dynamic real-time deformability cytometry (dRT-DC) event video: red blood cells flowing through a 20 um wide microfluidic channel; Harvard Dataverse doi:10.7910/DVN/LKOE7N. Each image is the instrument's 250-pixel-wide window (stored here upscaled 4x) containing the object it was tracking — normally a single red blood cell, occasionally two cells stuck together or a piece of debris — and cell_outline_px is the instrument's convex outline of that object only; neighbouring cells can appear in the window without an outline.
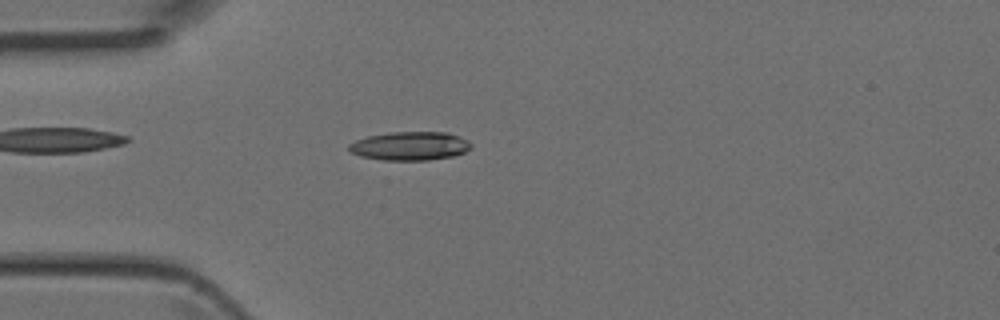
{"species": "Egyptian fruit bat (a non-hibernating species)", "species_latin": "Rousettus aegyptiacus", "temperature_condition": "room temperature", "stored_images_in_passage": 3, "camera_frame_rate_fps": 3000, "um_per_image_px": 0.085, "animal": {"sex": "female"}, "frame": {"image": 1, "passage_image": 3, "time_ms": 0.667, "image_size_px": [1000, 320], "cell_outline_px": [[472, 144], [464, 152], [452, 156], [428, 160], [384, 160], [360, 156], [352, 152], [348, 148], [348, 144], [356, 140], [368, 136], [388, 132], [448, 132], [460, 136], [468, 140]], "centroid_in_image_um": [34.84, 12.4], "position_along_channel_um": 50.2, "area_um2": 20.35}}